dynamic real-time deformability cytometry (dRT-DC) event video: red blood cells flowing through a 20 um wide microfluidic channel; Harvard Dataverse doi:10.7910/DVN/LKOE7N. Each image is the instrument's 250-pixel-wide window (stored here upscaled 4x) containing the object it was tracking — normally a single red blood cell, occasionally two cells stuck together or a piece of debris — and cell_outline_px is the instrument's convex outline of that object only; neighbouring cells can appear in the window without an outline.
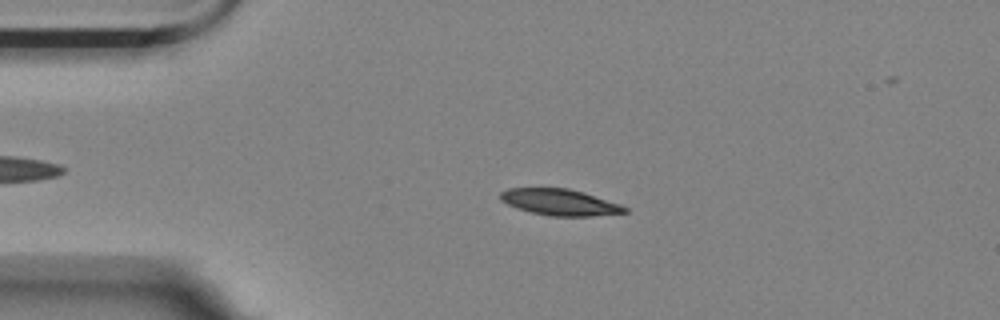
{"species": "Egyptian fruit bat (a non-hibernating species)", "species_latin": "Rousettus aegyptiacus", "temperature_condition": "room temperature", "stored_images_in_passage": 44, "camera_frame_rate_fps": 3000, "um_per_image_px": 0.085, "animal": {"sex": "female"}, "frame": {"image": 1, "passage_image": 11, "time_ms": 3.333, "image_size_px": [1000, 320], "cell_outline_px": [[628, 212], [592, 216], [548, 216], [516, 208], [500, 200], [500, 192], [508, 188], [568, 188], [584, 192], [620, 204], [628, 208]], "centroid_in_image_um": [47.58, 17.19], "position_along_channel_um": 37.4, "area_um2": 19.07}}
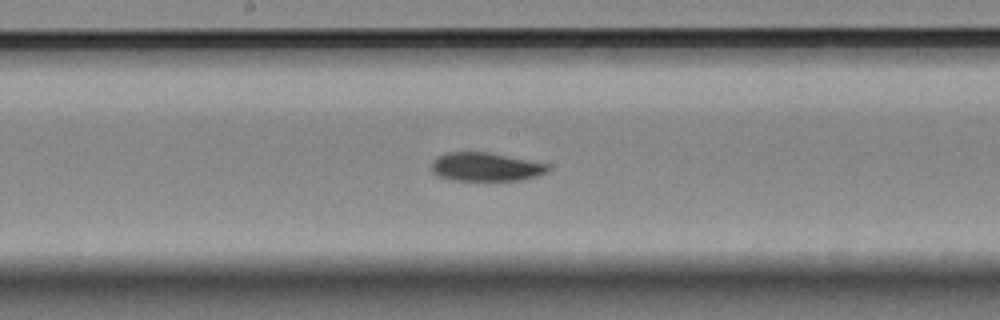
{"frame": {"image": 2, "passage_image": 28, "time_ms": 9.0, "image_size_px": [1000, 320], "cell_outline_px": [[548, 172], [536, 176], [520, 180], [452, 180], [436, 176], [432, 172], [432, 160], [436, 156], [448, 152], [488, 152], [548, 164]], "centroid_in_image_um": [41.23, 14.18], "position_along_channel_um": 207.0, "area_um2": 19.36}}
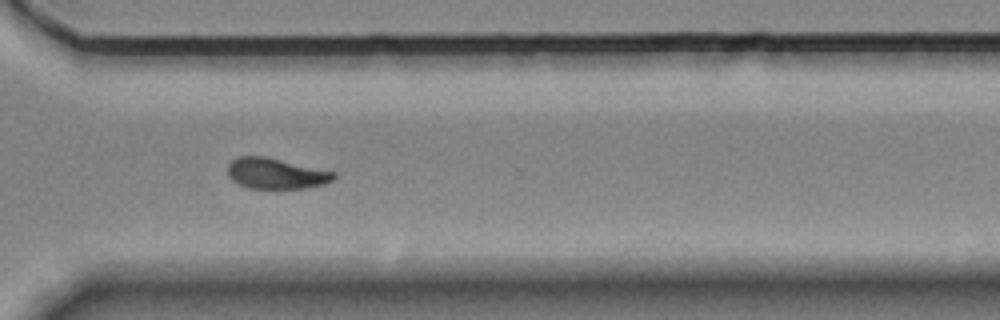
{"frame": {"image": 3, "passage_image": 40, "time_ms": 13.0, "image_size_px": [1000, 320], "cell_outline_px": [[336, 176], [332, 180], [324, 184], [308, 188], [248, 188], [236, 184], [228, 176], [228, 164], [236, 156], [264, 156], [336, 172]], "centroid_in_image_um": [23.43, 14.75], "position_along_channel_um": 347.2, "area_um2": 19.07}, "authors_computed_cell_mechanics": {"area_um2": 19.6231, "velocity_mm_per_s": 3.512, "shape_relaxation_time_tau1_ms": 4.5745, "shape_relaxation_time_tau2_ms": 6.3881, "deformation_change_tau1": 0.153, "deformation_change_tau2": 0.105}}